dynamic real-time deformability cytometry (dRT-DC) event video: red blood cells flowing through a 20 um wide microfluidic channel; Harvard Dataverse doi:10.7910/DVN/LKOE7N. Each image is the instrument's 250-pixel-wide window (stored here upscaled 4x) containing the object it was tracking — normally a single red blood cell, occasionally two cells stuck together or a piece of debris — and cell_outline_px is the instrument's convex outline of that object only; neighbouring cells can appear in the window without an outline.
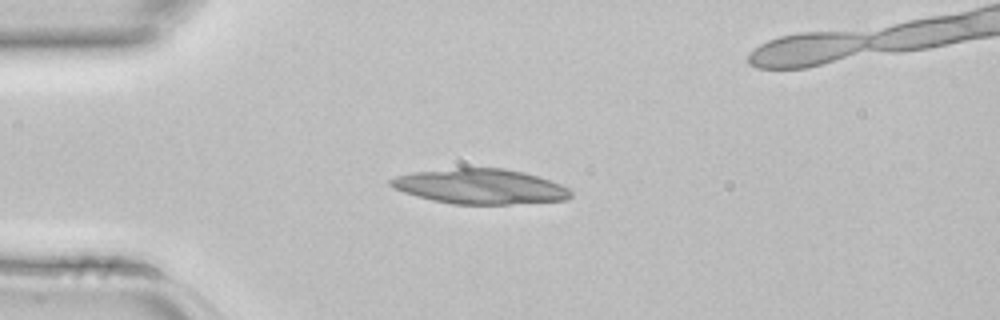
{"species": "common noctule bat (a hibernating species)", "species_latin": "Nyctalus noctula", "temperature_condition": "room temperature", "stored_images_in_passage": 2, "camera_frame_rate_fps": 3000, "um_per_image_px": 0.085, "animal": {"sex": "female", "body_mass_g": 22.7, "forearm_length_mm": 54.2}, "frame": {"image": 1, "passage_image": 1, "time_ms": 0.0, "image_size_px": [1000, 320], "cell_outline_px": [[572, 196], [568, 200], [508, 204], [452, 204], [404, 192], [388, 184], [388, 180], [396, 176], [412, 172], [456, 168], [504, 168], [524, 172], [560, 184], [568, 188], [572, 192]], "centroid_in_image_um": [40.84, 15.84], "position_along_channel_um": 44.2, "area_um2": 36.41}}